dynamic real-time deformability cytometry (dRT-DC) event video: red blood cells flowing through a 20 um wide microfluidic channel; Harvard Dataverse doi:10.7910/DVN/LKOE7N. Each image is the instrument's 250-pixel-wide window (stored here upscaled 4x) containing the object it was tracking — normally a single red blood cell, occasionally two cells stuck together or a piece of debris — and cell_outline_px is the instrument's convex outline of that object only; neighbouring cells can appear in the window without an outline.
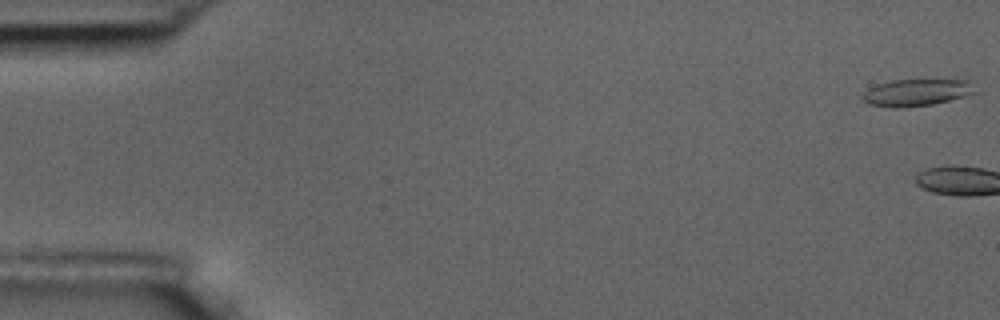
{"species": "common noctule bat (a hibernating species)", "species_latin": "Nyctalus noctula", "temperature_condition": "room temperature", "stored_images_in_passage": 3, "camera_frame_rate_fps": 3000, "um_per_image_px": 0.085, "animal": {"sex": "male", "body_mass_g": 17.5, "forearm_length_mm": 52.3}, "frame": {"image": 1, "passage_image": 1, "time_ms": 0.0, "image_size_px": [1000, 320], "cell_outline_px": [[980, 92], [932, 104], [904, 108], [892, 108], [868, 104], [860, 100], [860, 96], [868, 88], [876, 84], [892, 80], [972, 80]], "centroid_in_image_um": [77.91, 7.86], "position_along_channel_um": 7.1, "area_um2": 18.09}}